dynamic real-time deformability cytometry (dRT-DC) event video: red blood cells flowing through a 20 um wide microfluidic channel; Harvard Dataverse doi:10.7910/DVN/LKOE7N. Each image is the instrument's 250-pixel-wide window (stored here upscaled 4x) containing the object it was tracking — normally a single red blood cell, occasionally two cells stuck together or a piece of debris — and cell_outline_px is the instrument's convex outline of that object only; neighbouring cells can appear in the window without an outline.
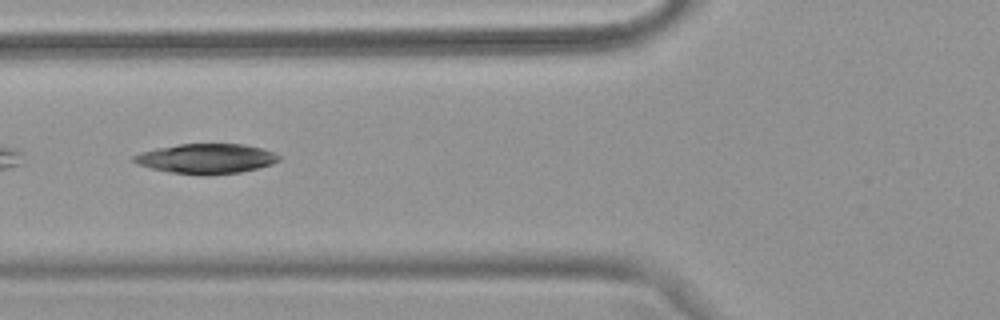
{"species": "common noctule bat (a hibernating species)", "species_latin": "Nyctalus noctula", "temperature_condition": "warm", "stored_images_in_passage": 12, "camera_frame_rate_fps": 3000, "um_per_image_px": 0.085, "animal": {"sex": "female", "body_mass_g": 18.4}, "frame": {"image": 1, "passage_image": 7, "time_ms": 2.0, "image_size_px": [1000, 320], "cell_outline_px": [[280, 160], [272, 164], [240, 172], [208, 176], [200, 176], [172, 172], [152, 168], [136, 164], [132, 160], [132, 156], [140, 152], [156, 148], [180, 144], [244, 144], [264, 148], [280, 156]], "centroid_in_image_um": [17.52, 13.49], "position_along_channel_um": 108.3, "area_um2": 25.43}}